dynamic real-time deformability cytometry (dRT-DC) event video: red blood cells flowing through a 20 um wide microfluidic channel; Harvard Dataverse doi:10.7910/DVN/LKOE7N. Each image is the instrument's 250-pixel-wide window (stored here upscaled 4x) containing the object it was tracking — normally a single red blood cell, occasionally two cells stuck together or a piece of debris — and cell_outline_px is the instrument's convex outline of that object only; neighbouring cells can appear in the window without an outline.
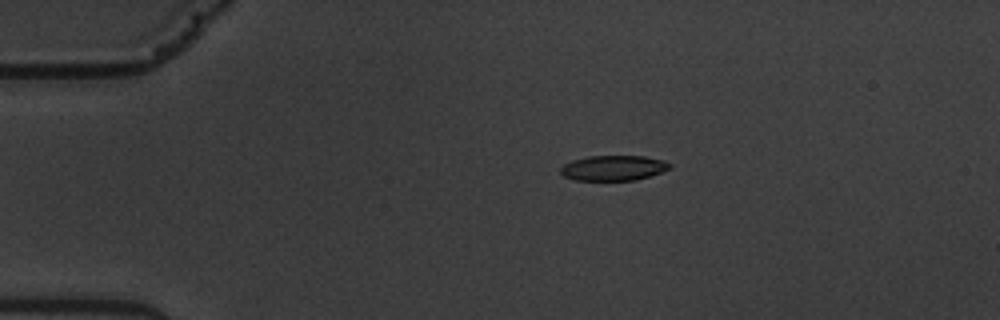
{"species": "common noctule bat (a hibernating species)", "species_latin": "Nyctalus noctula", "temperature_condition": "warm", "stored_images_in_passage": 15, "camera_frame_rate_fps": 3000, "um_per_image_px": 0.085, "animal": {"sex": "male", "body_mass_g": 19.5, "forearm_length_mm": 54.6}, "frame": {"image": 1, "passage_image": 3, "time_ms": 3.333, "image_size_px": [1000, 320], "cell_outline_px": [[672, 168], [636, 180], [576, 180], [564, 176], [560, 172], [560, 168], [564, 164], [572, 160], [588, 156], [644, 156], [664, 160], [672, 164]], "centroid_in_image_um": [52.15, 14.27], "position_along_channel_um": 32.9, "area_um2": 16.01}}
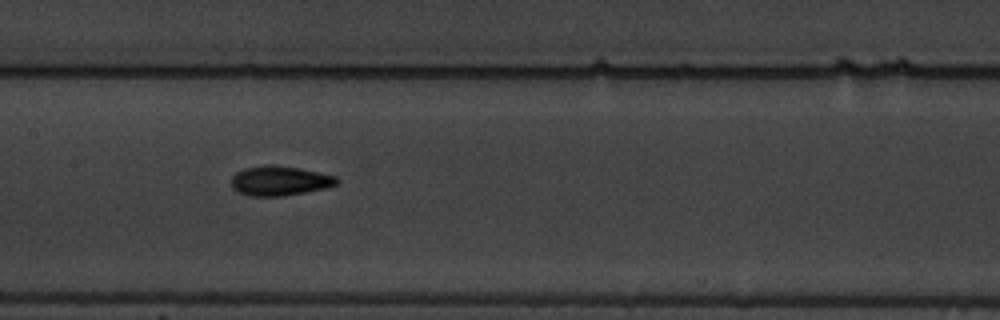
{"frame": {"image": 2, "passage_image": 8, "time_ms": 9.0, "image_size_px": [1000, 320], "cell_outline_px": [[340, 180], [336, 184], [324, 188], [304, 192], [280, 196], [248, 196], [232, 188], [232, 176], [236, 172], [244, 168], [268, 164], [272, 164], [300, 168], [336, 176]], "centroid_in_image_um": [23.75, 15.35], "position_along_channel_um": 183.6, "area_um2": 18.15}}
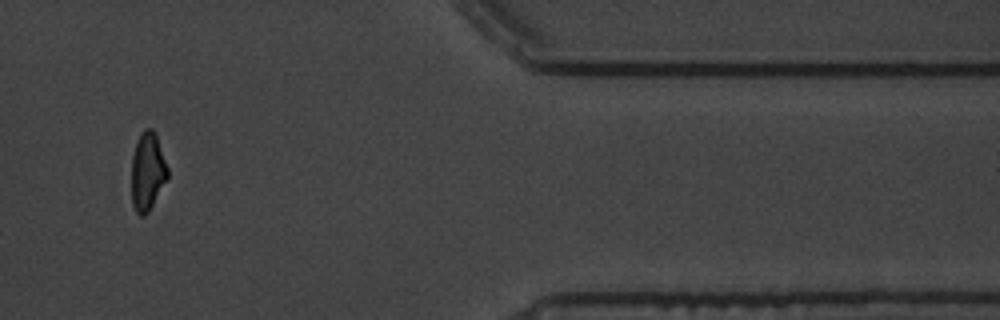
{"frame": {"image": 3, "passage_image": 13, "time_ms": 16.0, "image_size_px": [1000, 320], "cell_outline_px": [[168, 176], [148, 212], [144, 216], [140, 216], [136, 212], [132, 204], [132, 156], [140, 132], [144, 128], [152, 128], [156, 132], [168, 168]], "centroid_in_image_um": [12.54, 14.54], "position_along_channel_um": 398.9, "area_um2": 16.42}, "authors_computed_cell_mechanics": {"area_um2": 16.4152, "velocity_mm_per_s": 3.5401, "shape_relaxation_time_tau1_ms": 3.1495, "shape_relaxation_time_tau2_ms": 1.911, "deformation_change_tau1": 0.1219, "deformation_change_tau2": 0.0755}}